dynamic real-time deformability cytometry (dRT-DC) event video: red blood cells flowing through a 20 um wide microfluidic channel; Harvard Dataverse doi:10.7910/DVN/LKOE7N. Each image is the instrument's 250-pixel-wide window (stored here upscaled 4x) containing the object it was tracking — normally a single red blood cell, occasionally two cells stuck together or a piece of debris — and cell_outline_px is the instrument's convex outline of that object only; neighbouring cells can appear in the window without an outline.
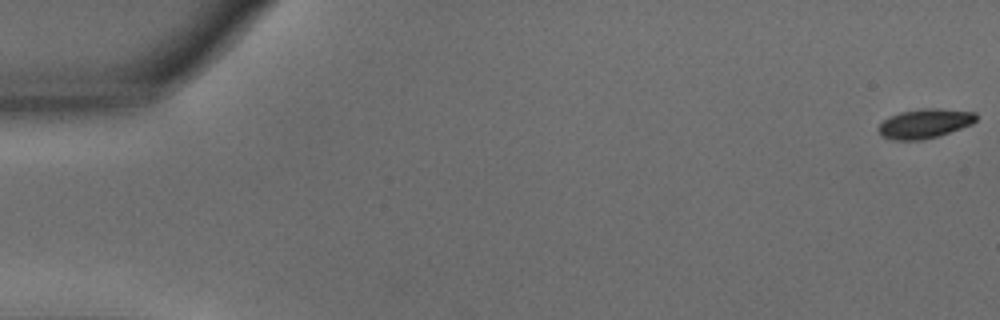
{"species": "common noctule bat (a hibernating species)", "species_latin": "Nyctalus noctula", "temperature_condition": "warm", "stored_images_in_passage": 54, "camera_frame_rate_fps": 3000, "um_per_image_px": 0.085, "animal": {"sex": "male", "body_mass_g": 15.6}, "frame": {"image": 1, "passage_image": 1, "time_ms": 0.0, "image_size_px": [1000, 320], "cell_outline_px": [[976, 120], [972, 124], [940, 136], [920, 140], [892, 140], [884, 136], [876, 128], [884, 120], [900, 112], [920, 108], [940, 108], [976, 112]], "centroid_in_image_um": [78.63, 10.49], "position_along_channel_um": 6.4, "area_um2": 16.76}}
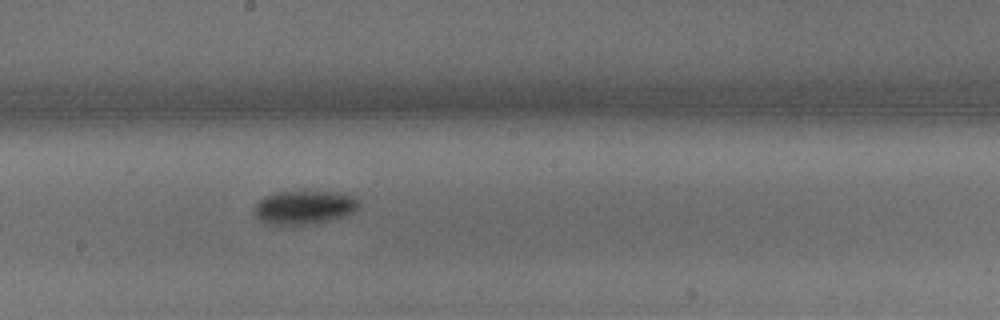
{"frame": {"image": 2, "passage_image": 30, "time_ms": 9.667, "image_size_px": [1000, 320], "cell_outline_px": [[360, 204], [352, 212], [328, 220], [308, 224], [272, 224], [260, 220], [252, 212], [252, 208], [264, 196], [276, 192], [344, 192], [352, 196]], "centroid_in_image_um": [25.8, 17.61], "position_along_channel_um": 222.4, "area_um2": 20.11}}
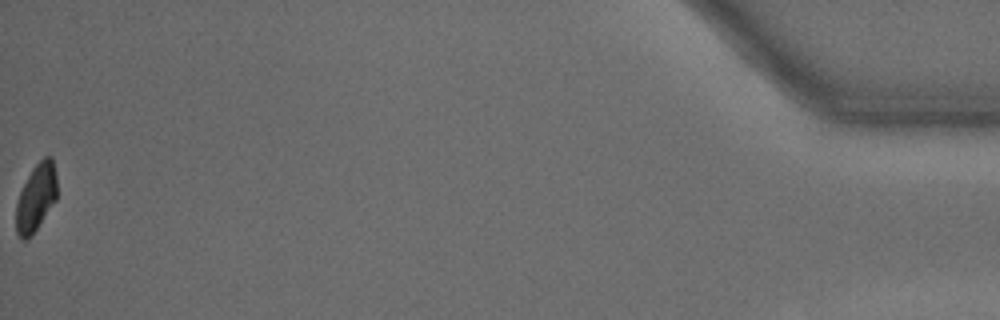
{"frame": {"image": 3, "passage_image": 54, "time_ms": 17.667, "image_size_px": [1000, 320], "cell_outline_px": [[56, 200], [28, 240], [20, 240], [16, 232], [16, 204], [20, 192], [32, 168], [44, 156], [52, 156], [56, 172]], "centroid_in_image_um": [3.06, 16.79], "position_along_channel_um": 432.1, "area_um2": 16.07}, "authors_computed_cell_mechanics": {"area_um2": 18.2359, "velocity_mm_per_s": 3.837, "shape_relaxation_time_tau1_ms": 1.5382, "shape_relaxation_time_tau2_ms": null, "deformation_change_tau1": 0.1328, "deformation_change_tau2": null}}